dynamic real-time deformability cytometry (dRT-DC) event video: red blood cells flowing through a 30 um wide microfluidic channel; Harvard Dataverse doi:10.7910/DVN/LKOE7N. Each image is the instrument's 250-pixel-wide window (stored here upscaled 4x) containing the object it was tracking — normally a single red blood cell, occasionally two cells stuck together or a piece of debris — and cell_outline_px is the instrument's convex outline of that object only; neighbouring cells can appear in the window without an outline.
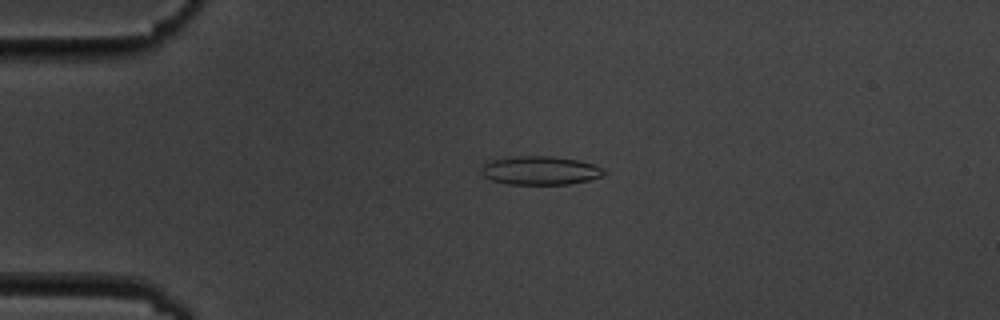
{"species": "common noctule bat (a hibernating species)", "species_latin": "Nyctalus noctula", "temperature_condition": "cold", "stored_images_in_passage": 5, "camera_frame_rate_fps": 3000, "um_per_image_px": 0.085, "animal": {"sex": "male", "body_mass_g": 19.5, "forearm_length_mm": 54.6}, "frame": {"image": 1, "passage_image": 4, "time_ms": 3.667, "image_size_px": [1000, 320], "cell_outline_px": [[608, 172], [604, 176], [588, 180], [568, 184], [508, 184], [492, 180], [484, 176], [480, 172], [480, 168], [484, 164], [492, 160], [516, 156], [552, 156], [580, 160], [592, 164]], "centroid_in_image_um": [45.92, 14.49], "position_along_channel_um": 39.1, "area_um2": 20.46}}